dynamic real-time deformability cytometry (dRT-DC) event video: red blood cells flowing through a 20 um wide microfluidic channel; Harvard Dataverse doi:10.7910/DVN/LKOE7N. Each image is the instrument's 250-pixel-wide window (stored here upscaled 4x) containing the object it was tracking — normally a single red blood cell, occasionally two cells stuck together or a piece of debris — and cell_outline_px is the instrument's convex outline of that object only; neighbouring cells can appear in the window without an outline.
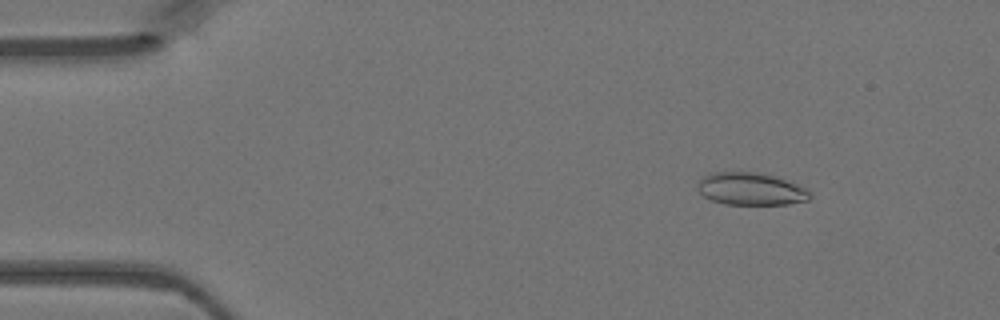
{"species": "Egyptian fruit bat (a non-hibernating species)", "species_latin": "Rousettus aegyptiacus", "temperature_condition": "warm", "stored_images_in_passage": 9, "camera_frame_rate_fps": 3000, "um_per_image_px": 0.085, "animal": {"sex": "female"}, "frame": {"image": 1, "passage_image": 6, "time_ms": 1.667, "image_size_px": [1000, 320], "cell_outline_px": [[812, 196], [808, 200], [788, 204], [724, 204], [712, 200], [704, 196], [696, 188], [696, 180], [708, 172], [740, 168], [760, 172], [776, 176], [796, 184], [812, 192]], "centroid_in_image_um": [63.73, 15.99], "position_along_channel_um": 21.3, "area_um2": 22.31}}